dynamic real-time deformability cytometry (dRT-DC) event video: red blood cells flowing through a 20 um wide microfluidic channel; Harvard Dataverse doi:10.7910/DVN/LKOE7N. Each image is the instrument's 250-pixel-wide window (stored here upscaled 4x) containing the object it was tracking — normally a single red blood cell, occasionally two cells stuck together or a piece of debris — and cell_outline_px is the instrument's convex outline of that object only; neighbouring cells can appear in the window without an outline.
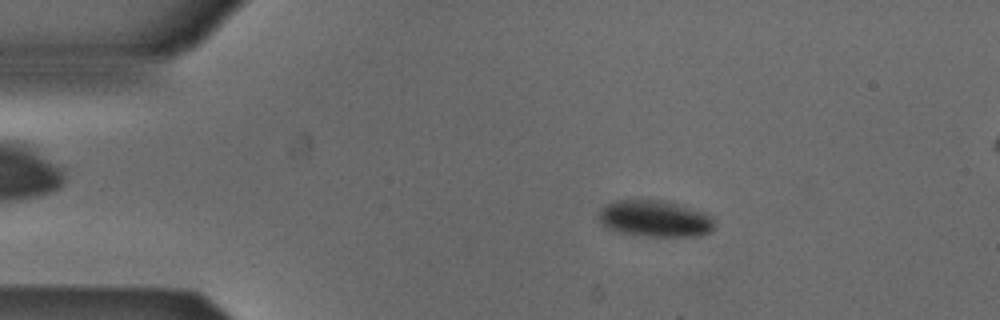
{"species": "Egyptian fruit bat (a non-hibernating species)", "species_latin": "Rousettus aegyptiacus", "temperature_condition": "cold", "stored_images_in_passage": 52, "camera_frame_rate_fps": 3000, "um_per_image_px": 0.085, "animal": {"sex": "male"}, "frame": {"image": 1, "passage_image": 9, "time_ms": 2.667, "image_size_px": [1000, 320], "cell_outline_px": [[712, 228], [708, 232], [700, 236], [648, 236], [616, 232], [600, 224], [596, 216], [600, 208], [604, 204], [616, 200], [664, 200], [692, 208], [704, 212], [712, 216]], "centroid_in_image_um": [55.58, 18.57], "position_along_channel_um": 29.4, "area_um2": 24.85}}
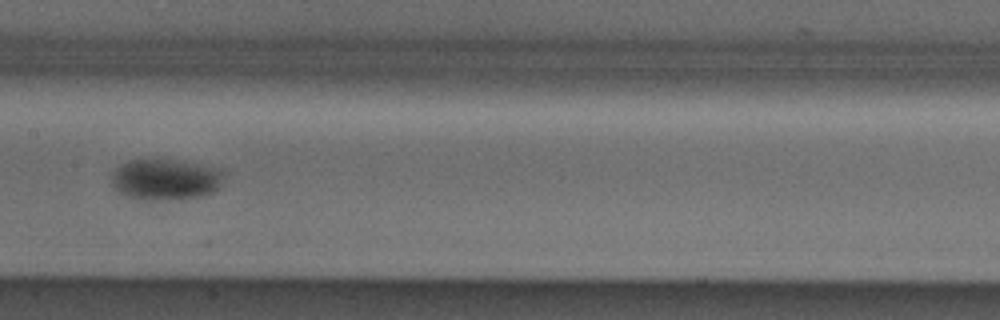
{"frame": {"image": 2, "passage_image": 26, "time_ms": 8.333, "image_size_px": [1000, 320], "cell_outline_px": [[228, 168], [220, 188], [212, 192], [200, 196], [164, 200], [144, 200], [128, 196], [120, 192], [112, 184], [112, 172], [120, 164], [128, 160], [152, 156], [184, 160]], "centroid_in_image_um": [14.15, 15.17], "position_along_channel_um": 193.2, "area_um2": 28.32}}
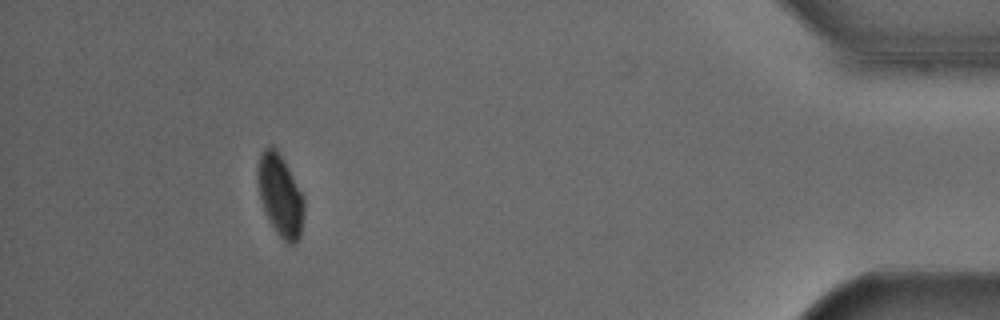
{"frame": {"image": 3, "passage_image": 48, "time_ms": 15.667, "image_size_px": [1000, 320], "cell_outline_px": [[304, 212], [300, 236], [292, 244], [288, 244], [276, 232], [268, 220], [260, 200], [256, 180], [256, 168], [260, 156], [264, 148], [268, 144], [272, 144], [280, 152], [304, 196]], "centroid_in_image_um": [23.79, 16.55], "position_along_channel_um": 411.4, "area_um2": 22.54}}